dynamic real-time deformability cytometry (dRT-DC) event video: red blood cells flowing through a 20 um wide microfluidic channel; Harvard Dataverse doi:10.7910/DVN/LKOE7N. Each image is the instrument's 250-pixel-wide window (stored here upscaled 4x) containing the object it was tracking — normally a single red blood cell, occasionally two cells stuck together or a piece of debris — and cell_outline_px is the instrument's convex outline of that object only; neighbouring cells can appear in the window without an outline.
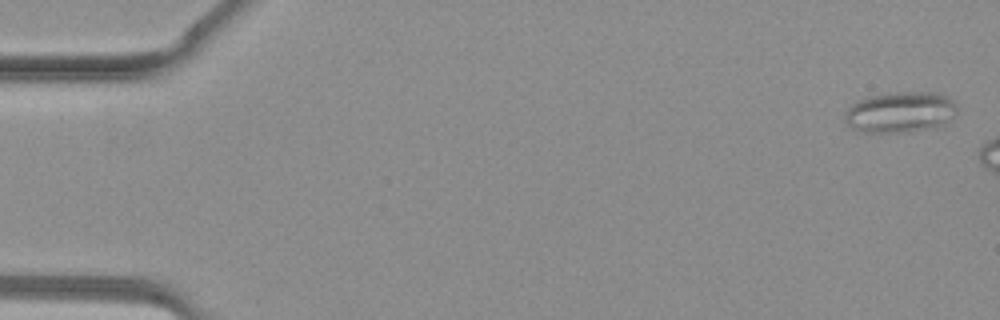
{"species": "common noctule bat (a hibernating species)", "species_latin": "Nyctalus noctula", "temperature_condition": "warm", "stored_images_in_passage": 8, "camera_frame_rate_fps": 3000, "um_per_image_px": 0.085, "animal": {"sex": "female", "body_mass_g": 19.3, "forearm_length_mm": 54.1}, "frame": {"image": 1, "passage_image": 1, "time_ms": 0.0, "image_size_px": [1000, 320], "cell_outline_px": [[956, 112], [948, 124], [940, 128], [908, 132], [856, 132], [844, 120], [844, 112], [852, 104], [868, 96], [884, 92], [940, 92], [948, 96], [956, 104]], "centroid_in_image_um": [76.56, 9.54], "position_along_channel_um": 8.4, "area_um2": 27.57}}